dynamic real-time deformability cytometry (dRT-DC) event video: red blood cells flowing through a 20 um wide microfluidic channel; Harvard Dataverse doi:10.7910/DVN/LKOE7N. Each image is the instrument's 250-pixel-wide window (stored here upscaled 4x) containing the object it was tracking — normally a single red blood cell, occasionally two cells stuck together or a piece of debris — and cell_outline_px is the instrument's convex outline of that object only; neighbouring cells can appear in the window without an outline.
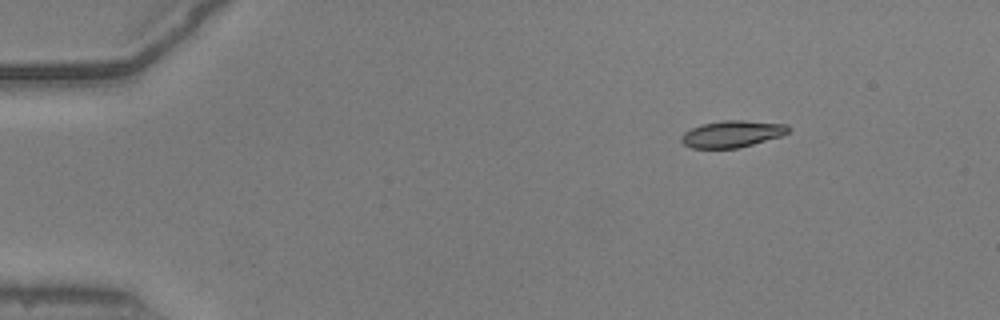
{"species": "common noctule bat (a hibernating species)", "species_latin": "Nyctalus noctula", "temperature_condition": "warm", "stored_images_in_passage": 15, "camera_frame_rate_fps": 3000, "um_per_image_px": 0.085, "animal": {"sex": "male", "body_mass_g": 20.5, "forearm_length_mm": 52.5}, "frame": {"image": 1, "passage_image": 1, "time_ms": 0.0, "image_size_px": [1000, 320], "cell_outline_px": [[792, 128], [788, 132], [780, 136], [752, 144], [736, 148], [692, 148], [684, 144], [680, 140], [680, 136], [684, 132], [700, 124], [724, 120], [744, 120], [788, 124]], "centroid_in_image_um": [62.22, 11.37], "position_along_channel_um": 22.8, "area_um2": 16.7}}
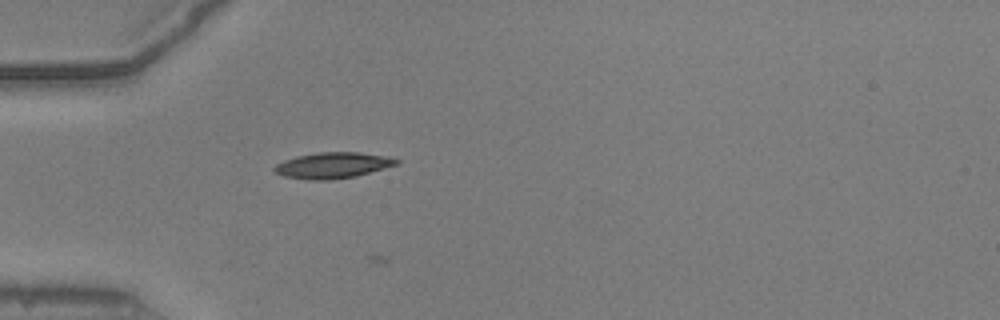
{"frame": {"image": 2, "passage_image": 10, "time_ms": 3.0, "image_size_px": [1000, 320], "cell_outline_px": [[400, 164], [356, 176], [332, 180], [312, 180], [284, 176], [276, 172], [272, 168], [276, 164], [284, 160], [296, 156], [316, 152], [360, 152], [388, 156], [400, 160]], "centroid_in_image_um": [28.32, 14.04], "position_along_channel_um": 56.7, "area_um2": 18.61}}
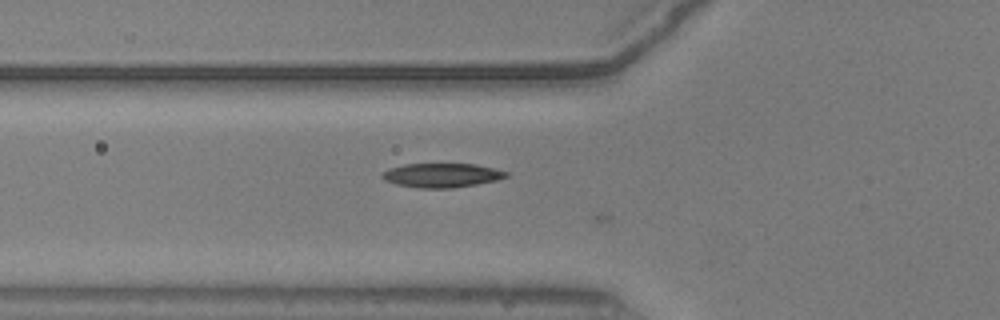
{"frame": {"image": 3, "passage_image": 13, "time_ms": 4.0, "image_size_px": [1000, 320], "cell_outline_px": [[508, 176], [496, 180], [476, 184], [452, 188], [416, 188], [396, 184], [384, 180], [380, 176], [380, 172], [388, 168], [404, 164], [476, 164], [508, 172]], "centroid_in_image_um": [37.47, 14.9], "position_along_channel_um": 88.3, "area_um2": 17.51}}